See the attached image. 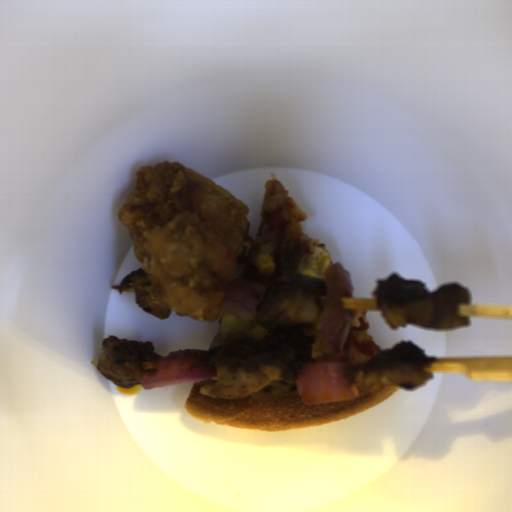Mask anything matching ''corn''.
Instances as JSON below:
<instances>
[{
	"instance_id": "51d56268",
	"label": "corn",
	"mask_w": 512,
	"mask_h": 512,
	"mask_svg": "<svg viewBox=\"0 0 512 512\" xmlns=\"http://www.w3.org/2000/svg\"><path fill=\"white\" fill-rule=\"evenodd\" d=\"M221 329L229 333H244L245 338L257 341L266 340L270 328L265 327L256 318L253 321H244L240 317L222 315L219 323Z\"/></svg>"
},
{
	"instance_id": "f1292c28",
	"label": "corn",
	"mask_w": 512,
	"mask_h": 512,
	"mask_svg": "<svg viewBox=\"0 0 512 512\" xmlns=\"http://www.w3.org/2000/svg\"><path fill=\"white\" fill-rule=\"evenodd\" d=\"M331 255L322 248L317 249L306 261V266L301 269V275L318 280H325V273L330 266Z\"/></svg>"
},
{
	"instance_id": "5cfa1b94",
	"label": "corn",
	"mask_w": 512,
	"mask_h": 512,
	"mask_svg": "<svg viewBox=\"0 0 512 512\" xmlns=\"http://www.w3.org/2000/svg\"><path fill=\"white\" fill-rule=\"evenodd\" d=\"M275 268L274 258L271 253H260L256 260V269L263 275L273 274Z\"/></svg>"
}]
</instances>
